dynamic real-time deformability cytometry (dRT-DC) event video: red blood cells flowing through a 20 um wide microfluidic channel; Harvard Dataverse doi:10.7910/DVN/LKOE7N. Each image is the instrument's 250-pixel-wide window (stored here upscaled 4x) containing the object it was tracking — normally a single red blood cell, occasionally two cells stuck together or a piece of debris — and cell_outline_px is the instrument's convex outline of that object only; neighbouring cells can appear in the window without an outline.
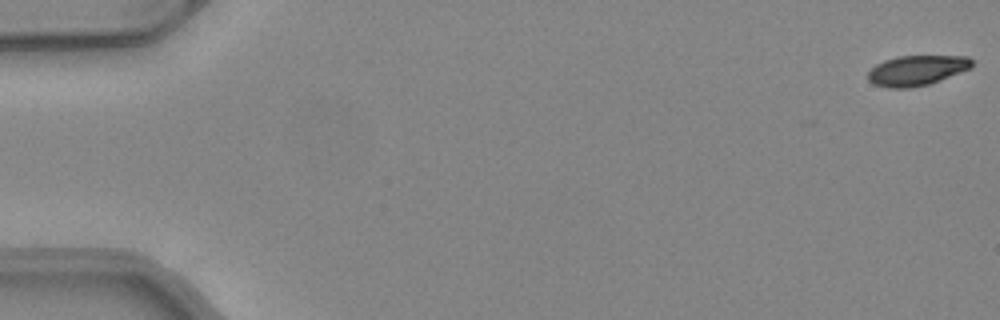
{"species": "common noctule bat (a hibernating species)", "species_latin": "Nyctalus noctula", "temperature_condition": "warm", "stored_images_in_passage": 51, "camera_frame_rate_fps": 3000, "um_per_image_px": 0.085, "animal": {"sex": "female", "body_mass_g": 24.6, "forearm_length_mm": 56.2}, "frame": {"image": 1, "passage_image": 1, "time_ms": 0.0, "image_size_px": [1000, 320], "cell_outline_px": [[972, 68], [928, 84], [908, 88], [888, 88], [872, 84], [868, 80], [868, 72], [876, 64], [884, 60], [896, 56], [968, 56], [972, 60]], "centroid_in_image_um": [77.9, 5.98], "position_along_channel_um": 7.1, "area_um2": 18.26}}
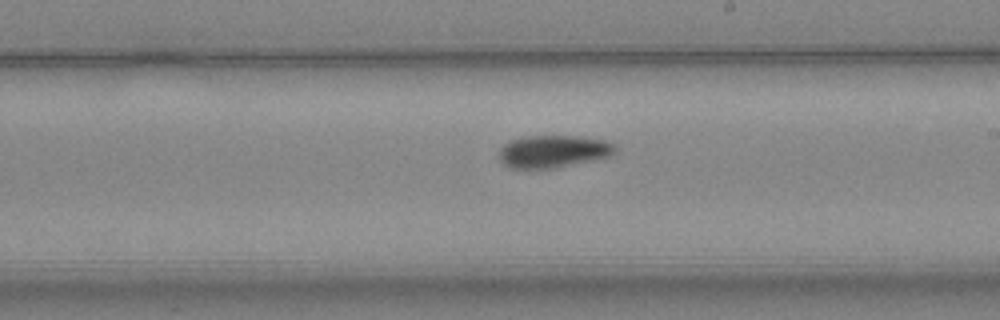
{"frame": {"image": 2, "passage_image": 30, "time_ms": 9.667, "image_size_px": [1000, 320], "cell_outline_px": [[616, 152], [608, 156], [596, 160], [556, 168], [528, 172], [508, 168], [500, 164], [500, 148], [508, 140], [528, 136], [580, 136], [604, 140], [616, 144]], "centroid_in_image_um": [46.96, 12.92], "position_along_channel_um": 242.0, "area_um2": 22.95}}
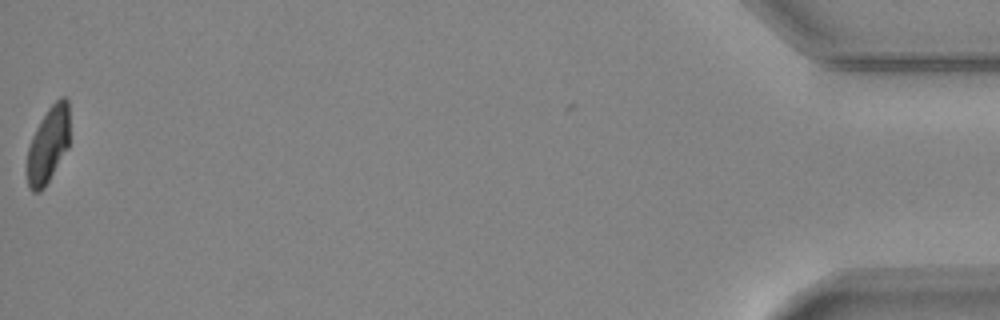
{"frame": {"image": 3, "passage_image": 51, "time_ms": 16.667, "image_size_px": [1000, 320], "cell_outline_px": [[68, 148], [44, 188], [40, 192], [32, 192], [28, 188], [28, 148], [32, 136], [40, 120], [48, 108], [60, 96], [64, 96], [68, 100]], "centroid_in_image_um": [4.09, 12.3], "position_along_channel_um": 431.1, "area_um2": 18.67}, "authors_computed_cell_mechanics": {"area_um2": 20.5768, "velocity_mm_per_s": 4.1154, "shape_relaxation_time_tau1_ms": 4.5529, "shape_relaxation_time_tau2_ms": null, "deformation_change_tau1": 0.1556, "deformation_change_tau2": null}}